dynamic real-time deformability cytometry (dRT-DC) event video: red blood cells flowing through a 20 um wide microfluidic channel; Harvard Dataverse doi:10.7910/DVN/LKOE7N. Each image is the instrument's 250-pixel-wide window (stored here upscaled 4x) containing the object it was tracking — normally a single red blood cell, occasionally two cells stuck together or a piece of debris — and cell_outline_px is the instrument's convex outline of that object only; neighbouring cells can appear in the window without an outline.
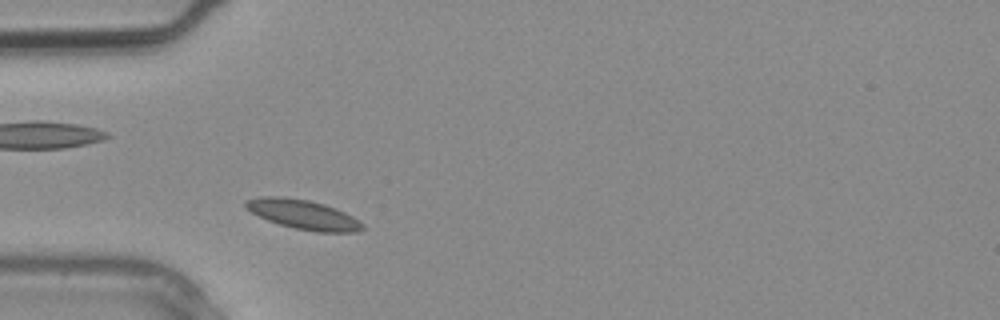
{"species": "common noctule bat (a hibernating species)", "species_latin": "Nyctalus noctula", "temperature_condition": "warm", "stored_images_in_passage": 1, "camera_frame_rate_fps": 3000, "um_per_image_px": 0.085, "animal": {"sex": "male", "body_mass_g": 20.4}, "frame": {"image": 1, "passage_image": 1, "time_ms": 0.0, "image_size_px": [1000, 320], "cell_outline_px": [[364, 228], [356, 232], [316, 232], [296, 228], [280, 224], [268, 220], [244, 208], [244, 200], [260, 196], [284, 196], [308, 200], [324, 204], [336, 208], [352, 216], [364, 224]], "centroid_in_image_um": [25.75, 18.22], "position_along_channel_um": 59.2, "area_um2": 20.06}}